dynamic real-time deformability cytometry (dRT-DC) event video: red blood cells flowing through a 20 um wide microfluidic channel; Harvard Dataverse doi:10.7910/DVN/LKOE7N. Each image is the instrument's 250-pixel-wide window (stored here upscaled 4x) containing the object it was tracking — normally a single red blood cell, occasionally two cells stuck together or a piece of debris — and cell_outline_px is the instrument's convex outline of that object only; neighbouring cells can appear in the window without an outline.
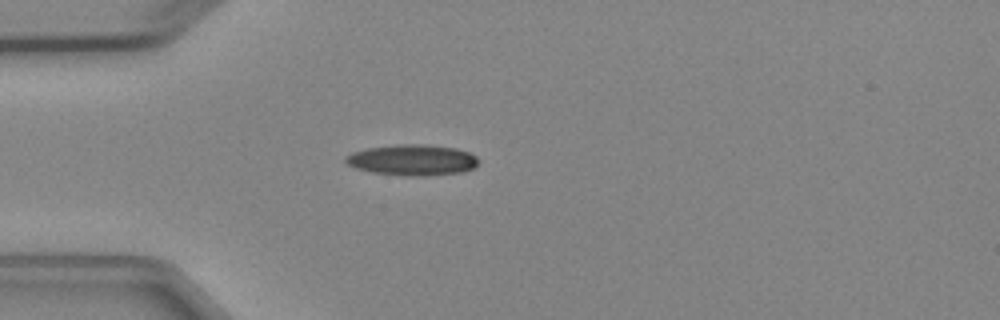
{"species": "Egyptian fruit bat (a non-hibernating species)", "species_latin": "Rousettus aegyptiacus", "temperature_condition": "cold", "stored_images_in_passage": 5, "camera_frame_rate_fps": 3000, "um_per_image_px": 0.085, "animal": {"sex": "female"}, "frame": {"image": 1, "passage_image": 4, "time_ms": 3.667, "image_size_px": [1000, 320], "cell_outline_px": [[480, 160], [472, 168], [464, 172], [424, 176], [404, 176], [372, 172], [356, 168], [348, 164], [344, 160], [344, 156], [352, 152], [368, 148], [396, 144], [424, 144], [456, 148], [468, 152], [476, 156]], "centroid_in_image_um": [35.04, 13.6], "position_along_channel_um": 50.0, "area_um2": 24.04}}